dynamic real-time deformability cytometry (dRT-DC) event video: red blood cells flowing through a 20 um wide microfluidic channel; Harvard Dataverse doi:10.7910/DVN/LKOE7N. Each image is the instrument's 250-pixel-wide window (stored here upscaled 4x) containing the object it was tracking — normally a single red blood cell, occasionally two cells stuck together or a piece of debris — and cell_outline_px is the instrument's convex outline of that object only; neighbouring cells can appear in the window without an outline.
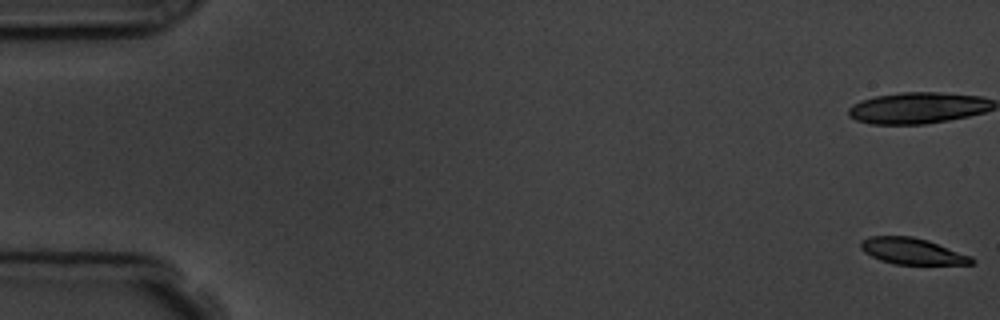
{"species": "common noctule bat (a hibernating species)", "species_latin": "Nyctalus noctula", "temperature_condition": "room temperature", "stored_images_in_passage": 5, "camera_frame_rate_fps": 3000, "um_per_image_px": 0.085, "animal": {"sex": "male", "body_mass_g": 19.5, "forearm_length_mm": 54.6}, "frame": {"image": 1, "passage_image": 1, "time_ms": 0.0, "image_size_px": [1000, 320], "cell_outline_px": [[976, 260], [972, 264], [896, 264], [880, 260], [864, 252], [860, 248], [860, 240], [868, 236], [912, 236], [928, 240], [972, 256]], "centroid_in_image_um": [77.53, 21.34], "position_along_channel_um": 7.5, "area_um2": 17.05}}